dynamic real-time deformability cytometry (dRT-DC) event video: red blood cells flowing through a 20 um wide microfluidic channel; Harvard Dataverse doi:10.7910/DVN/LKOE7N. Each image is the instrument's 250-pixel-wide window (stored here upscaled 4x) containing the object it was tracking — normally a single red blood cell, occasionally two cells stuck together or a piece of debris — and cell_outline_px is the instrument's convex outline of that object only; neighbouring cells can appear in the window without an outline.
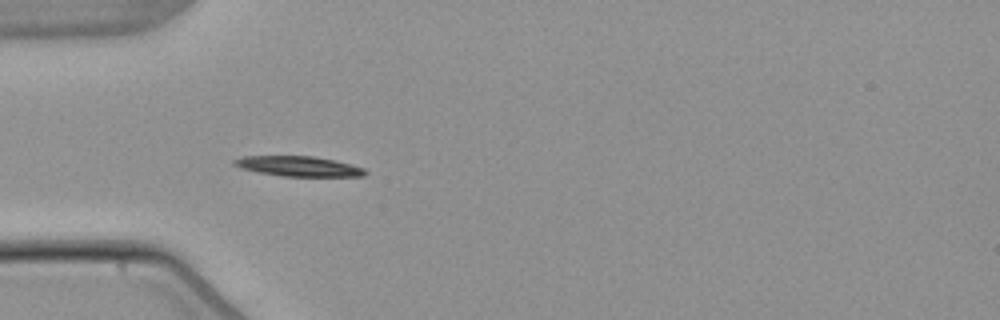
{"species": "common noctule bat (a hibernating species)", "species_latin": "Nyctalus noctula", "temperature_condition": "warm", "stored_images_in_passage": 5, "camera_frame_rate_fps": 3000, "um_per_image_px": 0.085, "animal": {"sex": "male", "body_mass_g": 21.5, "forearm_length_mm": 52.0}, "frame": {"image": 1, "passage_image": 5, "time_ms": 5.0, "image_size_px": [1000, 320], "cell_outline_px": [[368, 172], [364, 176], [280, 176], [240, 168], [232, 164], [232, 160], [244, 156], [312, 156], [332, 160], [364, 168]], "centroid_in_image_um": [25.33, 14.13], "position_along_channel_um": 59.7, "area_um2": 15.14}}